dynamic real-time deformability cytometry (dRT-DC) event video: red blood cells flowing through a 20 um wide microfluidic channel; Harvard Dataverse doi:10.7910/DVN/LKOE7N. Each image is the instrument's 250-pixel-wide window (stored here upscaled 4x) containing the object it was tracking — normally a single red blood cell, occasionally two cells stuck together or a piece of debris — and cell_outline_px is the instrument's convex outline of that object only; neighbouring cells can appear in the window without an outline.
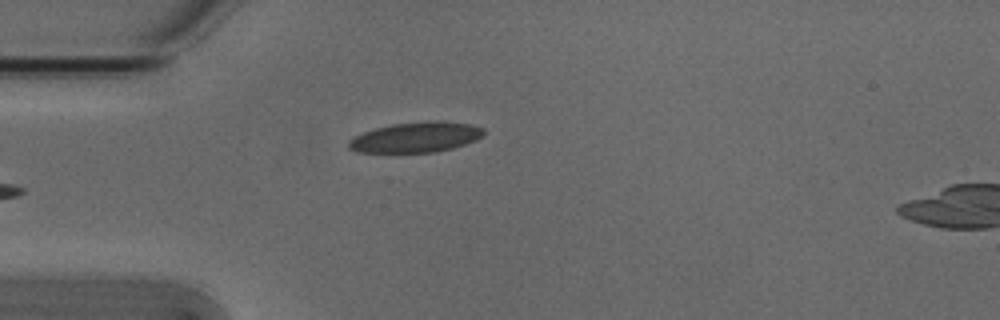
{"species": "Egyptian fruit bat (a non-hibernating species)", "species_latin": "Rousettus aegyptiacus", "temperature_condition": "cold", "stored_images_in_passage": 4, "camera_frame_rate_fps": 3000, "um_per_image_px": 0.085, "animal": {"sex": "male"}, "frame": {"image": 1, "passage_image": 4, "time_ms": 1.0, "image_size_px": [1000, 320], "cell_outline_px": [[484, 136], [476, 140], [452, 148], [436, 152], [356, 152], [348, 148], [348, 140], [364, 132], [376, 128], [392, 124], [428, 120], [440, 120], [472, 124], [484, 128]], "centroid_in_image_um": [35.39, 11.65], "position_along_channel_um": 49.6, "area_um2": 23.99}}